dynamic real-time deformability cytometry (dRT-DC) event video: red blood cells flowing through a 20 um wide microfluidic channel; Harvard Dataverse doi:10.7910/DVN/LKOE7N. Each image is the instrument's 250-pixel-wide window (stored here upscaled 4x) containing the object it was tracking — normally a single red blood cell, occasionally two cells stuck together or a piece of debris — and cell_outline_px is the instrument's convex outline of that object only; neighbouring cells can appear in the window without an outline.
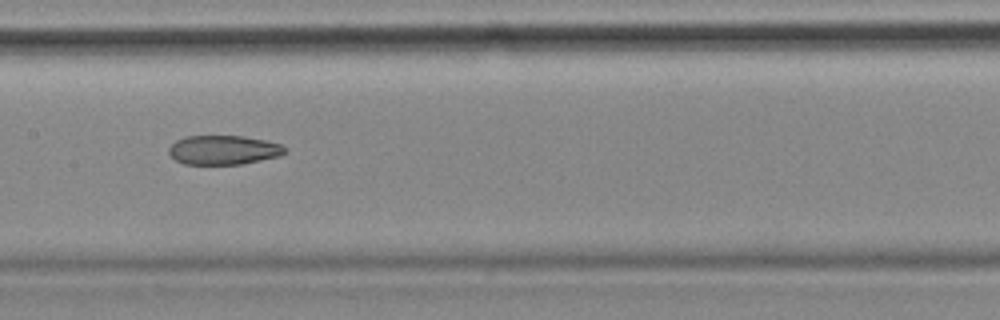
{"species": "common noctule bat (a hibernating species)", "species_latin": "Nyctalus noctula", "temperature_condition": "cold", "stored_images_in_passage": 51, "camera_frame_rate_fps": 3000, "um_per_image_px": 0.085, "animal": {"sex": "female", "body_mass_g": 18.4}, "frame": {"image": 1, "passage_image": 22, "time_ms": 7.0, "image_size_px": [1000, 320], "cell_outline_px": [[288, 152], [280, 156], [244, 164], [184, 164], [176, 160], [168, 152], [168, 148], [176, 140], [184, 136], [244, 136], [264, 140], [280, 144], [288, 148]], "centroid_in_image_um": [19.03, 12.75], "position_along_channel_um": 188.4, "area_um2": 19.94}, "authors_computed_cell_mechanics": {"area_um2": 22.253, "velocity_mm_per_s": 3.5512, "shape_relaxation_time_tau1_ms": null, "shape_relaxation_time_tau2_ms": 6.7834, "deformation_change_tau1": null, "deformation_change_tau2": 0.1399}}